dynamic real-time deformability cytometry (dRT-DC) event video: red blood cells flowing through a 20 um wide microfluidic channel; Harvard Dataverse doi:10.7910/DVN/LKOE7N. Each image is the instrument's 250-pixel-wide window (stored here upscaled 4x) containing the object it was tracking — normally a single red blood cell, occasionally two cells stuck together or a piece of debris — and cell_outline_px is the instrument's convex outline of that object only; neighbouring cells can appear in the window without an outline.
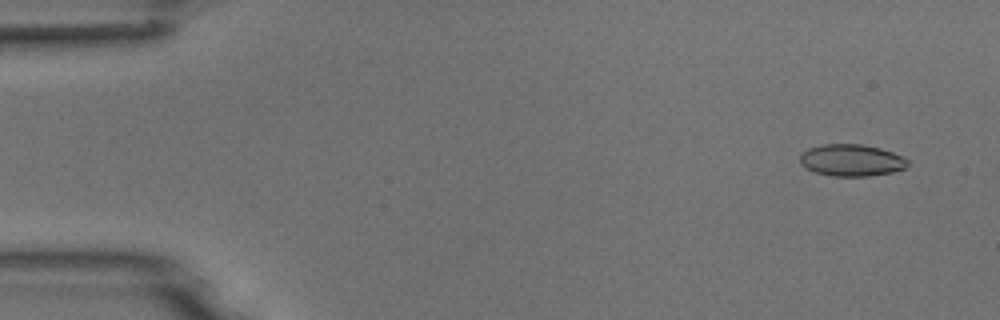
{"species": "common noctule bat (a hibernating species)", "species_latin": "Nyctalus noctula", "temperature_condition": "room temperature", "stored_images_in_passage": 6, "camera_frame_rate_fps": 3000, "um_per_image_px": 0.085, "animal": {"sex": "male", "body_mass_g": 18.8}, "frame": {"image": 1, "passage_image": 2, "time_ms": 0.333, "image_size_px": [1000, 320], "cell_outline_px": [[908, 164], [904, 168], [892, 172], [868, 176], [832, 176], [816, 172], [804, 168], [800, 164], [800, 156], [808, 148], [820, 144], [860, 144], [880, 148], [892, 152], [908, 160]], "centroid_in_image_um": [72.34, 13.62], "position_along_channel_um": 12.7, "area_um2": 19.94}}
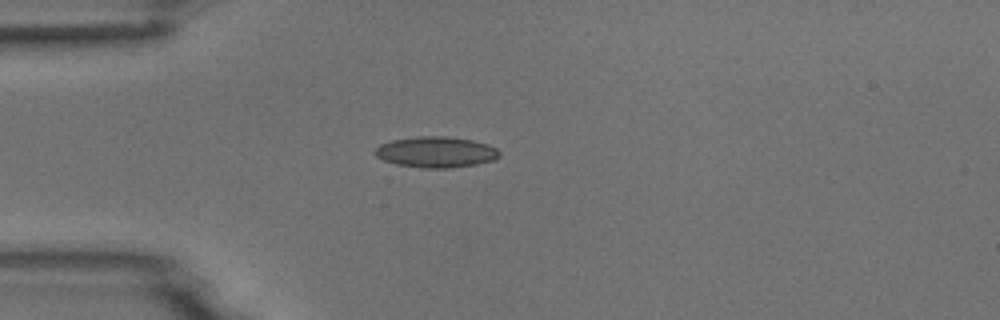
{"frame": {"image": 2, "passage_image": 5, "time_ms": 1.333, "image_size_px": [1000, 320], "cell_outline_px": [[500, 156], [492, 160], [476, 164], [452, 168], [420, 168], [396, 164], [384, 160], [376, 156], [372, 152], [380, 144], [392, 140], [420, 136], [444, 136], [472, 140], [488, 144], [496, 148], [500, 152]], "centroid_in_image_um": [37.04, 12.93], "position_along_channel_um": 48.0, "area_um2": 22.43}}